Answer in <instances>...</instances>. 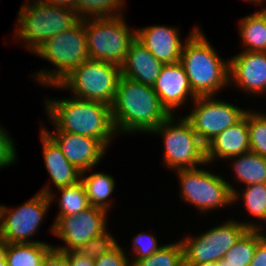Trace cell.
I'll list each match as a JSON object with an SVG mask.
<instances>
[{
	"mask_svg": "<svg viewBox=\"0 0 266 266\" xmlns=\"http://www.w3.org/2000/svg\"><path fill=\"white\" fill-rule=\"evenodd\" d=\"M111 114L117 133H152L170 116L152 86L122 75L111 105Z\"/></svg>",
	"mask_w": 266,
	"mask_h": 266,
	"instance_id": "1",
	"label": "cell"
},
{
	"mask_svg": "<svg viewBox=\"0 0 266 266\" xmlns=\"http://www.w3.org/2000/svg\"><path fill=\"white\" fill-rule=\"evenodd\" d=\"M46 109L56 130L98 139L106 148L116 134L108 104L72 97L45 100Z\"/></svg>",
	"mask_w": 266,
	"mask_h": 266,
	"instance_id": "2",
	"label": "cell"
},
{
	"mask_svg": "<svg viewBox=\"0 0 266 266\" xmlns=\"http://www.w3.org/2000/svg\"><path fill=\"white\" fill-rule=\"evenodd\" d=\"M207 40L203 32L195 27L183 43L179 61L197 97L214 96L216 92L230 83L229 61L224 62Z\"/></svg>",
	"mask_w": 266,
	"mask_h": 266,
	"instance_id": "3",
	"label": "cell"
},
{
	"mask_svg": "<svg viewBox=\"0 0 266 266\" xmlns=\"http://www.w3.org/2000/svg\"><path fill=\"white\" fill-rule=\"evenodd\" d=\"M18 16L15 35L26 41V47L33 53L49 38L72 29L82 20L74 9L42 0H35L32 5L26 1Z\"/></svg>",
	"mask_w": 266,
	"mask_h": 266,
	"instance_id": "4",
	"label": "cell"
},
{
	"mask_svg": "<svg viewBox=\"0 0 266 266\" xmlns=\"http://www.w3.org/2000/svg\"><path fill=\"white\" fill-rule=\"evenodd\" d=\"M34 54L50 61L57 70L38 72L36 80L45 85H57L72 70L90 59L84 29V19L70 30L49 38Z\"/></svg>",
	"mask_w": 266,
	"mask_h": 266,
	"instance_id": "5",
	"label": "cell"
},
{
	"mask_svg": "<svg viewBox=\"0 0 266 266\" xmlns=\"http://www.w3.org/2000/svg\"><path fill=\"white\" fill-rule=\"evenodd\" d=\"M121 77L119 65L88 59L72 70L57 85L75 93L74 97L99 101L109 106L112 105L118 82Z\"/></svg>",
	"mask_w": 266,
	"mask_h": 266,
	"instance_id": "6",
	"label": "cell"
},
{
	"mask_svg": "<svg viewBox=\"0 0 266 266\" xmlns=\"http://www.w3.org/2000/svg\"><path fill=\"white\" fill-rule=\"evenodd\" d=\"M122 17L84 19L90 59L122 65L136 38V30L130 31Z\"/></svg>",
	"mask_w": 266,
	"mask_h": 266,
	"instance_id": "7",
	"label": "cell"
},
{
	"mask_svg": "<svg viewBox=\"0 0 266 266\" xmlns=\"http://www.w3.org/2000/svg\"><path fill=\"white\" fill-rule=\"evenodd\" d=\"M152 132L163 135L164 162L170 169H192L207 163L206 146L185 117L176 123L170 115Z\"/></svg>",
	"mask_w": 266,
	"mask_h": 266,
	"instance_id": "8",
	"label": "cell"
},
{
	"mask_svg": "<svg viewBox=\"0 0 266 266\" xmlns=\"http://www.w3.org/2000/svg\"><path fill=\"white\" fill-rule=\"evenodd\" d=\"M248 229H263L250 223L228 220L223 225L210 229L201 236L188 237L181 241L184 264H201L223 259L230 248Z\"/></svg>",
	"mask_w": 266,
	"mask_h": 266,
	"instance_id": "9",
	"label": "cell"
},
{
	"mask_svg": "<svg viewBox=\"0 0 266 266\" xmlns=\"http://www.w3.org/2000/svg\"><path fill=\"white\" fill-rule=\"evenodd\" d=\"M54 197L49 187L45 186L15 210L0 205V235L8 243H39L29 237L37 232Z\"/></svg>",
	"mask_w": 266,
	"mask_h": 266,
	"instance_id": "10",
	"label": "cell"
},
{
	"mask_svg": "<svg viewBox=\"0 0 266 266\" xmlns=\"http://www.w3.org/2000/svg\"><path fill=\"white\" fill-rule=\"evenodd\" d=\"M181 197L202 212L233 204V186L222 177L201 168L177 170Z\"/></svg>",
	"mask_w": 266,
	"mask_h": 266,
	"instance_id": "11",
	"label": "cell"
},
{
	"mask_svg": "<svg viewBox=\"0 0 266 266\" xmlns=\"http://www.w3.org/2000/svg\"><path fill=\"white\" fill-rule=\"evenodd\" d=\"M213 97H196L193 100L195 109L185 117L205 146L222 131L240 121L247 112Z\"/></svg>",
	"mask_w": 266,
	"mask_h": 266,
	"instance_id": "12",
	"label": "cell"
},
{
	"mask_svg": "<svg viewBox=\"0 0 266 266\" xmlns=\"http://www.w3.org/2000/svg\"><path fill=\"white\" fill-rule=\"evenodd\" d=\"M107 213L103 208L90 206L79 214L60 217L50 230L65 246L54 248L63 252L80 250L86 242L106 231Z\"/></svg>",
	"mask_w": 266,
	"mask_h": 266,
	"instance_id": "13",
	"label": "cell"
},
{
	"mask_svg": "<svg viewBox=\"0 0 266 266\" xmlns=\"http://www.w3.org/2000/svg\"><path fill=\"white\" fill-rule=\"evenodd\" d=\"M43 131L57 144L66 159L81 175L92 169L105 154L106 147L96 138L56 130V135Z\"/></svg>",
	"mask_w": 266,
	"mask_h": 266,
	"instance_id": "14",
	"label": "cell"
},
{
	"mask_svg": "<svg viewBox=\"0 0 266 266\" xmlns=\"http://www.w3.org/2000/svg\"><path fill=\"white\" fill-rule=\"evenodd\" d=\"M244 91H266V52L243 51L229 60V81Z\"/></svg>",
	"mask_w": 266,
	"mask_h": 266,
	"instance_id": "15",
	"label": "cell"
},
{
	"mask_svg": "<svg viewBox=\"0 0 266 266\" xmlns=\"http://www.w3.org/2000/svg\"><path fill=\"white\" fill-rule=\"evenodd\" d=\"M152 87L170 115L174 114L178 106L186 102L188 95L192 100L197 97L190 87L188 76L180 62L164 64Z\"/></svg>",
	"mask_w": 266,
	"mask_h": 266,
	"instance_id": "16",
	"label": "cell"
},
{
	"mask_svg": "<svg viewBox=\"0 0 266 266\" xmlns=\"http://www.w3.org/2000/svg\"><path fill=\"white\" fill-rule=\"evenodd\" d=\"M177 28L150 26L136 30V38L164 64L180 61L183 44Z\"/></svg>",
	"mask_w": 266,
	"mask_h": 266,
	"instance_id": "17",
	"label": "cell"
},
{
	"mask_svg": "<svg viewBox=\"0 0 266 266\" xmlns=\"http://www.w3.org/2000/svg\"><path fill=\"white\" fill-rule=\"evenodd\" d=\"M250 151L247 112L236 124L218 134L206 145V162L212 163L216 158L232 159V157ZM217 156V157H216Z\"/></svg>",
	"mask_w": 266,
	"mask_h": 266,
	"instance_id": "18",
	"label": "cell"
},
{
	"mask_svg": "<svg viewBox=\"0 0 266 266\" xmlns=\"http://www.w3.org/2000/svg\"><path fill=\"white\" fill-rule=\"evenodd\" d=\"M164 63L155 58L152 53L137 39L131 43L122 63L121 75L153 86L156 78L161 73Z\"/></svg>",
	"mask_w": 266,
	"mask_h": 266,
	"instance_id": "19",
	"label": "cell"
},
{
	"mask_svg": "<svg viewBox=\"0 0 266 266\" xmlns=\"http://www.w3.org/2000/svg\"><path fill=\"white\" fill-rule=\"evenodd\" d=\"M43 158L52 183L58 188L76 184L81 172L63 155L57 144L41 129Z\"/></svg>",
	"mask_w": 266,
	"mask_h": 266,
	"instance_id": "20",
	"label": "cell"
},
{
	"mask_svg": "<svg viewBox=\"0 0 266 266\" xmlns=\"http://www.w3.org/2000/svg\"><path fill=\"white\" fill-rule=\"evenodd\" d=\"M239 28L245 51L266 52V7L243 17Z\"/></svg>",
	"mask_w": 266,
	"mask_h": 266,
	"instance_id": "21",
	"label": "cell"
},
{
	"mask_svg": "<svg viewBox=\"0 0 266 266\" xmlns=\"http://www.w3.org/2000/svg\"><path fill=\"white\" fill-rule=\"evenodd\" d=\"M235 178L246 184L266 183V157L254 152H247L232 157Z\"/></svg>",
	"mask_w": 266,
	"mask_h": 266,
	"instance_id": "22",
	"label": "cell"
},
{
	"mask_svg": "<svg viewBox=\"0 0 266 266\" xmlns=\"http://www.w3.org/2000/svg\"><path fill=\"white\" fill-rule=\"evenodd\" d=\"M43 242L8 243L6 261L8 266H42L47 252L52 248Z\"/></svg>",
	"mask_w": 266,
	"mask_h": 266,
	"instance_id": "23",
	"label": "cell"
},
{
	"mask_svg": "<svg viewBox=\"0 0 266 266\" xmlns=\"http://www.w3.org/2000/svg\"><path fill=\"white\" fill-rule=\"evenodd\" d=\"M81 181L85 187L90 206L100 207L108 211L110 202L107 199L114 191V178L108 174L95 172L84 178L81 175Z\"/></svg>",
	"mask_w": 266,
	"mask_h": 266,
	"instance_id": "24",
	"label": "cell"
},
{
	"mask_svg": "<svg viewBox=\"0 0 266 266\" xmlns=\"http://www.w3.org/2000/svg\"><path fill=\"white\" fill-rule=\"evenodd\" d=\"M257 246V229H248L219 261L224 266H249Z\"/></svg>",
	"mask_w": 266,
	"mask_h": 266,
	"instance_id": "25",
	"label": "cell"
},
{
	"mask_svg": "<svg viewBox=\"0 0 266 266\" xmlns=\"http://www.w3.org/2000/svg\"><path fill=\"white\" fill-rule=\"evenodd\" d=\"M61 192L59 199V213L56 221L63 216H72L90 207L83 182L80 180L76 184L58 188Z\"/></svg>",
	"mask_w": 266,
	"mask_h": 266,
	"instance_id": "26",
	"label": "cell"
},
{
	"mask_svg": "<svg viewBox=\"0 0 266 266\" xmlns=\"http://www.w3.org/2000/svg\"><path fill=\"white\" fill-rule=\"evenodd\" d=\"M123 4V0H75L73 9L81 19L110 18L121 16Z\"/></svg>",
	"mask_w": 266,
	"mask_h": 266,
	"instance_id": "27",
	"label": "cell"
},
{
	"mask_svg": "<svg viewBox=\"0 0 266 266\" xmlns=\"http://www.w3.org/2000/svg\"><path fill=\"white\" fill-rule=\"evenodd\" d=\"M132 266H184L181 241L167 244L147 258L136 261Z\"/></svg>",
	"mask_w": 266,
	"mask_h": 266,
	"instance_id": "28",
	"label": "cell"
},
{
	"mask_svg": "<svg viewBox=\"0 0 266 266\" xmlns=\"http://www.w3.org/2000/svg\"><path fill=\"white\" fill-rule=\"evenodd\" d=\"M242 195V196H240ZM244 198V203L251 215L258 220L266 221V183L251 184L245 187L243 194L232 193V202Z\"/></svg>",
	"mask_w": 266,
	"mask_h": 266,
	"instance_id": "29",
	"label": "cell"
},
{
	"mask_svg": "<svg viewBox=\"0 0 266 266\" xmlns=\"http://www.w3.org/2000/svg\"><path fill=\"white\" fill-rule=\"evenodd\" d=\"M250 151L266 157V114L247 111Z\"/></svg>",
	"mask_w": 266,
	"mask_h": 266,
	"instance_id": "30",
	"label": "cell"
},
{
	"mask_svg": "<svg viewBox=\"0 0 266 266\" xmlns=\"http://www.w3.org/2000/svg\"><path fill=\"white\" fill-rule=\"evenodd\" d=\"M117 244L118 242L106 230L101 235L86 242L80 251L85 257L95 260L112 250Z\"/></svg>",
	"mask_w": 266,
	"mask_h": 266,
	"instance_id": "31",
	"label": "cell"
},
{
	"mask_svg": "<svg viewBox=\"0 0 266 266\" xmlns=\"http://www.w3.org/2000/svg\"><path fill=\"white\" fill-rule=\"evenodd\" d=\"M157 243V239L152 234H143L142 232L136 235L133 239V250L137 255L130 265L132 266L136 261L147 258L159 250L162 246H157Z\"/></svg>",
	"mask_w": 266,
	"mask_h": 266,
	"instance_id": "32",
	"label": "cell"
},
{
	"mask_svg": "<svg viewBox=\"0 0 266 266\" xmlns=\"http://www.w3.org/2000/svg\"><path fill=\"white\" fill-rule=\"evenodd\" d=\"M16 149L12 138L0 127V169L10 166L16 161Z\"/></svg>",
	"mask_w": 266,
	"mask_h": 266,
	"instance_id": "33",
	"label": "cell"
},
{
	"mask_svg": "<svg viewBox=\"0 0 266 266\" xmlns=\"http://www.w3.org/2000/svg\"><path fill=\"white\" fill-rule=\"evenodd\" d=\"M94 261L95 266H131L128 262V257L126 258V252L118 244L106 254L97 257Z\"/></svg>",
	"mask_w": 266,
	"mask_h": 266,
	"instance_id": "34",
	"label": "cell"
},
{
	"mask_svg": "<svg viewBox=\"0 0 266 266\" xmlns=\"http://www.w3.org/2000/svg\"><path fill=\"white\" fill-rule=\"evenodd\" d=\"M257 229V246L249 266H266V238Z\"/></svg>",
	"mask_w": 266,
	"mask_h": 266,
	"instance_id": "35",
	"label": "cell"
},
{
	"mask_svg": "<svg viewBox=\"0 0 266 266\" xmlns=\"http://www.w3.org/2000/svg\"><path fill=\"white\" fill-rule=\"evenodd\" d=\"M42 266H69L65 252L52 247L45 255Z\"/></svg>",
	"mask_w": 266,
	"mask_h": 266,
	"instance_id": "36",
	"label": "cell"
},
{
	"mask_svg": "<svg viewBox=\"0 0 266 266\" xmlns=\"http://www.w3.org/2000/svg\"><path fill=\"white\" fill-rule=\"evenodd\" d=\"M69 266H95V261L85 257L80 250L65 252Z\"/></svg>",
	"mask_w": 266,
	"mask_h": 266,
	"instance_id": "37",
	"label": "cell"
},
{
	"mask_svg": "<svg viewBox=\"0 0 266 266\" xmlns=\"http://www.w3.org/2000/svg\"><path fill=\"white\" fill-rule=\"evenodd\" d=\"M42 1L50 3V4H54L57 6L68 7V8L73 9L75 0H42Z\"/></svg>",
	"mask_w": 266,
	"mask_h": 266,
	"instance_id": "38",
	"label": "cell"
},
{
	"mask_svg": "<svg viewBox=\"0 0 266 266\" xmlns=\"http://www.w3.org/2000/svg\"><path fill=\"white\" fill-rule=\"evenodd\" d=\"M8 242L0 235V260H6Z\"/></svg>",
	"mask_w": 266,
	"mask_h": 266,
	"instance_id": "39",
	"label": "cell"
},
{
	"mask_svg": "<svg viewBox=\"0 0 266 266\" xmlns=\"http://www.w3.org/2000/svg\"><path fill=\"white\" fill-rule=\"evenodd\" d=\"M184 266H220L219 261L207 262L201 264H184Z\"/></svg>",
	"mask_w": 266,
	"mask_h": 266,
	"instance_id": "40",
	"label": "cell"
},
{
	"mask_svg": "<svg viewBox=\"0 0 266 266\" xmlns=\"http://www.w3.org/2000/svg\"><path fill=\"white\" fill-rule=\"evenodd\" d=\"M246 1V0H245ZM248 2L260 3L262 4L265 0H247ZM262 2V3H261Z\"/></svg>",
	"mask_w": 266,
	"mask_h": 266,
	"instance_id": "41",
	"label": "cell"
},
{
	"mask_svg": "<svg viewBox=\"0 0 266 266\" xmlns=\"http://www.w3.org/2000/svg\"><path fill=\"white\" fill-rule=\"evenodd\" d=\"M0 266H8L6 260H0Z\"/></svg>",
	"mask_w": 266,
	"mask_h": 266,
	"instance_id": "42",
	"label": "cell"
}]
</instances>
